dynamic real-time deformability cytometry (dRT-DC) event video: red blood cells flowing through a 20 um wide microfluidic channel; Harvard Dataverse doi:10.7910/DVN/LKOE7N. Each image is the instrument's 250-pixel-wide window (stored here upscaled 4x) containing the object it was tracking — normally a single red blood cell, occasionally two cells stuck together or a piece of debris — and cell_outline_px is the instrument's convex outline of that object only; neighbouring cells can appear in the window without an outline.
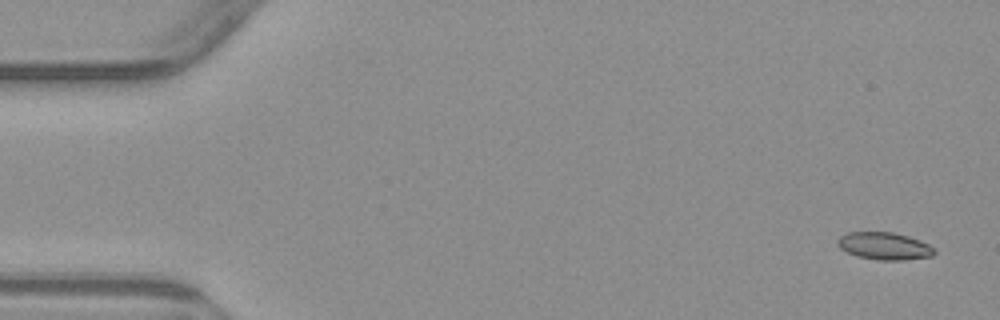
{"species": "common noctule bat (a hibernating species)", "species_latin": "Nyctalus noctula", "temperature_condition": "warm", "stored_images_in_passage": 5, "camera_frame_rate_fps": 3000, "um_per_image_px": 0.085, "animal": {"sex": "male", "body_mass_g": 23.1, "forearm_length_mm": 52.7}, "frame": {"image": 1, "passage_image": 1, "time_ms": 0.0, "image_size_px": [1000, 320], "cell_outline_px": [[936, 252], [932, 256], [904, 260], [880, 260], [856, 256], [840, 248], [836, 244], [836, 240], [840, 236], [848, 232], [892, 232], [908, 236], [920, 240], [928, 244]], "centroid_in_image_um": [75.14, 20.91], "position_along_channel_um": 9.9, "area_um2": 15.43}}
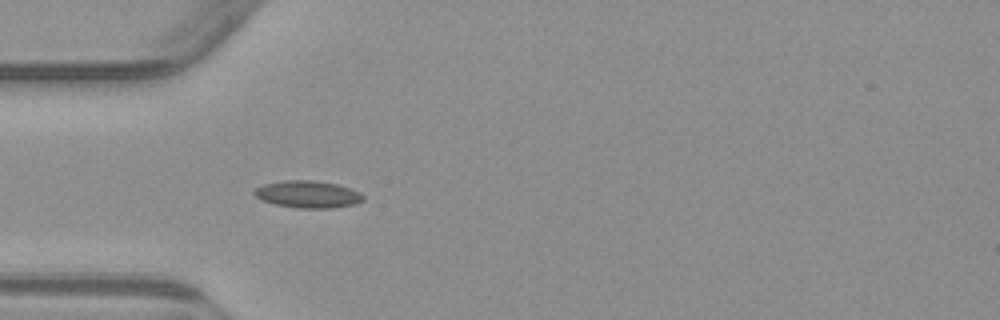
{"frame": {"image": 2, "passage_image": 5, "time_ms": 4.667, "image_size_px": [1000, 320], "cell_outline_px": [[364, 200], [356, 204], [332, 208], [296, 208], [276, 204], [264, 200], [256, 196], [252, 192], [256, 188], [264, 184], [284, 180], [312, 180], [336, 184], [360, 192], [364, 196]], "centroid_in_image_um": [26.19, 16.52], "position_along_channel_um": 58.8, "area_um2": 17.11}}